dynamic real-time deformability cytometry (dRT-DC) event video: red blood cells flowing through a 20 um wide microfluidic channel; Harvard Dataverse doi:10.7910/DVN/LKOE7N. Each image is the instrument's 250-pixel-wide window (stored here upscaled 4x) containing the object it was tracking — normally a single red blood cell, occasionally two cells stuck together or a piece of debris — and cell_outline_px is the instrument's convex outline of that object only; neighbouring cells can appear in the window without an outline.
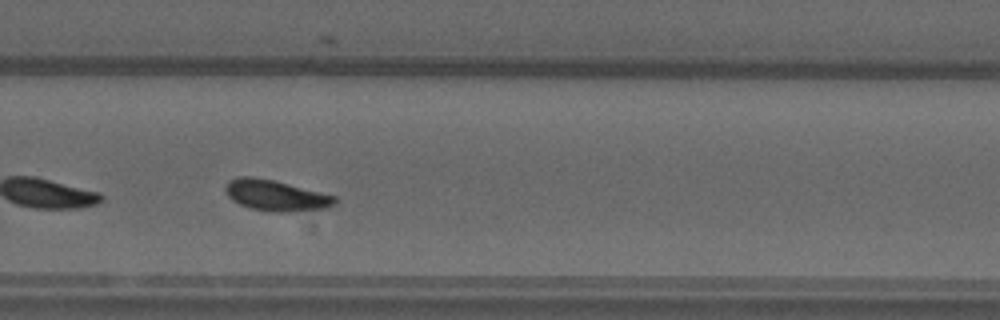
{"species": "common noctule bat (a hibernating species)", "species_latin": "Nyctalus noctula", "temperature_condition": "warm", "stored_images_in_passage": 37, "camera_frame_rate_fps": 3000, "um_per_image_px": 0.085, "animal": {"sex": "male", "forearm_length_mm": 52.5}, "frame": {"image": 1, "passage_image": 27, "time_ms": 8.667, "image_size_px": [1000, 320], "cell_outline_px": [[336, 204], [328, 208], [288, 212], [276, 212], [252, 208], [240, 204], [232, 200], [228, 196], [224, 188], [224, 184], [228, 180], [236, 176], [252, 176], [272, 180], [336, 196]], "centroid_in_image_um": [23.41, 16.6], "position_along_channel_um": 306.4, "area_um2": 19.65}, "authors_computed_cell_mechanics": {"area_um2": 19.2474, "velocity_mm_per_s": 4.0385, "shape_relaxation_time_tau1_ms": 2.7091, "shape_relaxation_time_tau2_ms": 7.2079, "deformation_change_tau1": 0.114, "deformation_change_tau2": 0.1327}}